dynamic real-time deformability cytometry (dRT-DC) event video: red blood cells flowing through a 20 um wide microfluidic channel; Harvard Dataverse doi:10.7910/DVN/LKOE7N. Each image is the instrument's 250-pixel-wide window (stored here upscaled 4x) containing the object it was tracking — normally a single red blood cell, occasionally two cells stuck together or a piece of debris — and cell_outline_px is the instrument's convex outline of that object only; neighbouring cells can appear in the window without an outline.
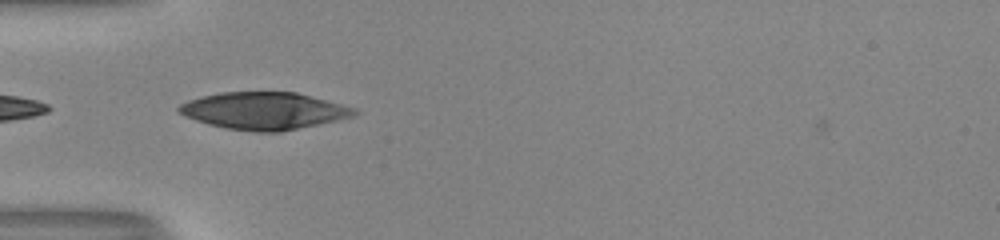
{"species": "human", "species_latin": "Homo sapiens", "temperature_condition": "room temperature", "stored_images_in_passage": 19, "camera_frame_rate_fps": 3000, "um_per_image_px": 0.085, "donor": {"sex": "male"}, "frame": {"image": 1, "passage_image": 1, "time_ms": 0.0, "image_size_px": [1000, 240], "cell_outline_px": [[360, 112], [352, 116], [336, 120], [280, 132], [256, 132], [224, 128], [208, 124], [196, 120], [176, 112], [176, 108], [180, 104], [188, 100], [220, 92], [296, 92], [356, 108]], "centroid_in_image_um": [22.4, 9.42], "position_along_channel_um": 62.6, "area_um2": 37.86}}